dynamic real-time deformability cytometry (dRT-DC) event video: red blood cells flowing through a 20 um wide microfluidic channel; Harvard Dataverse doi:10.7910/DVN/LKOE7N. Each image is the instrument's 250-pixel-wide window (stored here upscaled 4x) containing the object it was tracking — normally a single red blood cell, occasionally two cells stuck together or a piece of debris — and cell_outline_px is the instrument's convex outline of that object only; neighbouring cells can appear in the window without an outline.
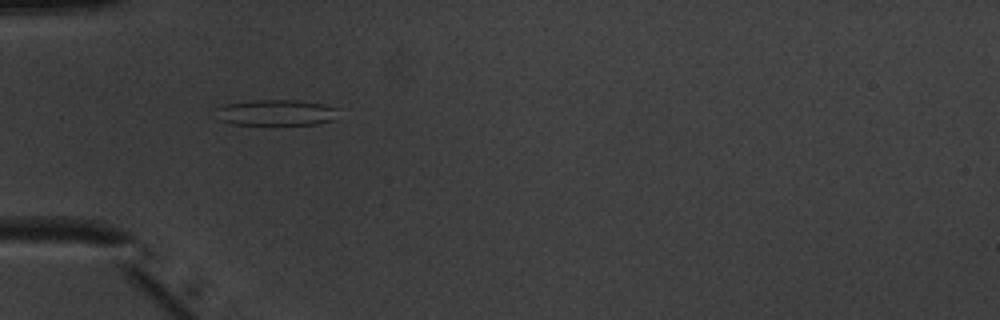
{"species": "common noctule bat (a hibernating species)", "species_latin": "Nyctalus noctula", "temperature_condition": "warm", "stored_images_in_passage": 44, "camera_frame_rate_fps": 3000, "um_per_image_px": 0.085, "animal": {"sex": "male", "body_mass_g": 20.1, "forearm_length_mm": 53.5}, "frame": {"image": 1, "passage_image": 9, "time_ms": 2.667, "image_size_px": [1000, 320], "cell_outline_px": [[336, 108], [332, 120], [316, 124], [268, 128], [232, 124], [220, 120], [216, 108], [228, 104], [252, 100], [296, 100], [324, 104]], "centroid_in_image_um": [23.42, 9.63], "position_along_channel_um": 61.6, "area_um2": 19.25}}
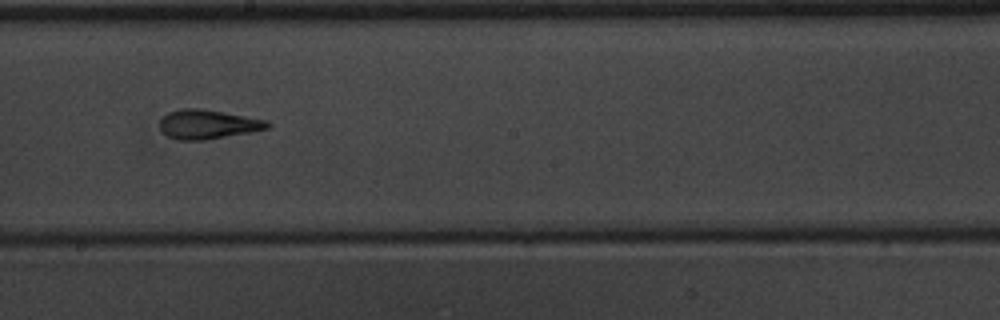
{"frame": {"image": 2, "passage_image": 22, "time_ms": 7.0, "image_size_px": [1000, 320], "cell_outline_px": [[272, 128], [252, 132], [204, 140], [176, 140], [168, 136], [160, 128], [160, 120], [168, 112], [180, 108], [200, 108], [224, 112], [268, 120], [272, 124]], "centroid_in_image_um": [17.71, 10.56], "position_along_channel_um": 230.5, "area_um2": 18.55}}
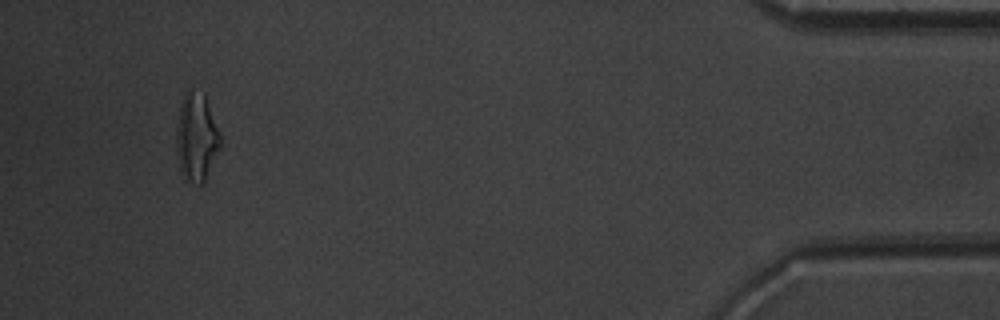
{"frame": {"image": 3, "passage_image": 41, "time_ms": 13.333, "image_size_px": [1000, 320], "cell_outline_px": [[220, 148], [204, 184], [200, 184], [184, 180], [180, 168], [176, 152], [176, 124], [180, 104], [184, 96], [192, 88], [204, 92], [220, 132]], "centroid_in_image_um": [16.7, 11.67], "position_along_channel_um": 418.5, "area_um2": 22.95}, "authors_computed_cell_mechanics": {"area_um2": 18.5249, "velocity_mm_per_s": 3.9788, "shape_relaxation_time_tau1_ms": 10.3804, "shape_relaxation_time_tau2_ms": 1.6166, "deformation_change_tau1": 0.2805, "deformation_change_tau2": 0.1111}}